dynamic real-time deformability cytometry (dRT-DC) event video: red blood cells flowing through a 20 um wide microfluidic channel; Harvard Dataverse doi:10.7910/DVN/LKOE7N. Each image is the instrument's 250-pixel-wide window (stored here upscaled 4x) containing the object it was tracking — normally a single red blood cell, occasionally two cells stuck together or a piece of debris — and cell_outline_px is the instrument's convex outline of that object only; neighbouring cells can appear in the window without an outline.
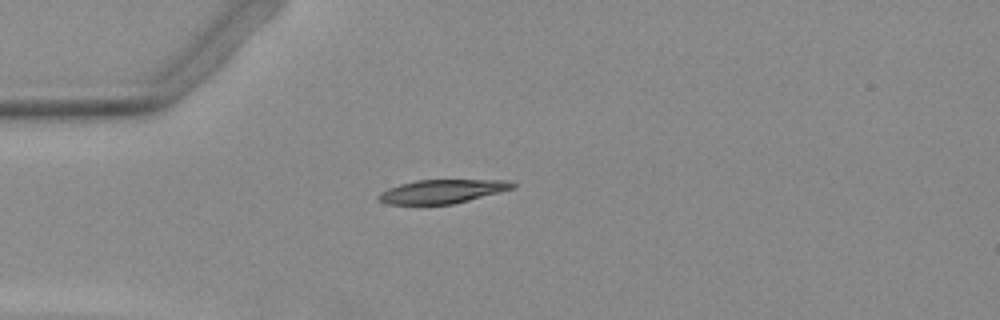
{"species": "Egyptian fruit bat (a non-hibernating species)", "species_latin": "Rousettus aegyptiacus", "temperature_condition": "warm", "stored_images_in_passage": 39, "camera_frame_rate_fps": 3000, "um_per_image_px": 0.085, "animal": {"sex": "female"}, "frame": {"image": 1, "passage_image": 1, "time_ms": 0.0, "image_size_px": [1000, 320], "cell_outline_px": [[516, 188], [452, 204], [388, 204], [376, 200], [376, 196], [380, 192], [388, 188], [400, 184], [416, 180], [504, 180], [516, 184]], "centroid_in_image_um": [37.54, 16.27], "position_along_channel_um": 47.5, "area_um2": 18.5}}
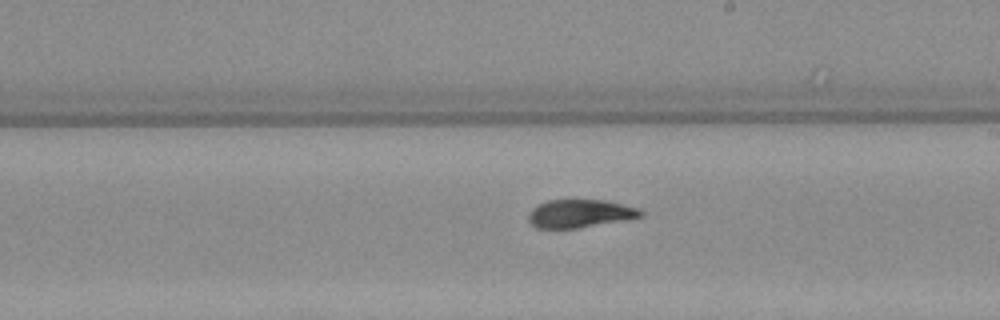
{"frame": {"image": 2, "passage_image": 17, "time_ms": 5.333, "image_size_px": [1000, 320], "cell_outline_px": [[644, 216], [576, 228], [536, 228], [528, 220], [528, 212], [532, 208], [548, 200], [604, 200], [640, 208], [644, 212]], "centroid_in_image_um": [49.28, 18.14], "position_along_channel_um": 239.7, "area_um2": 18.21}}
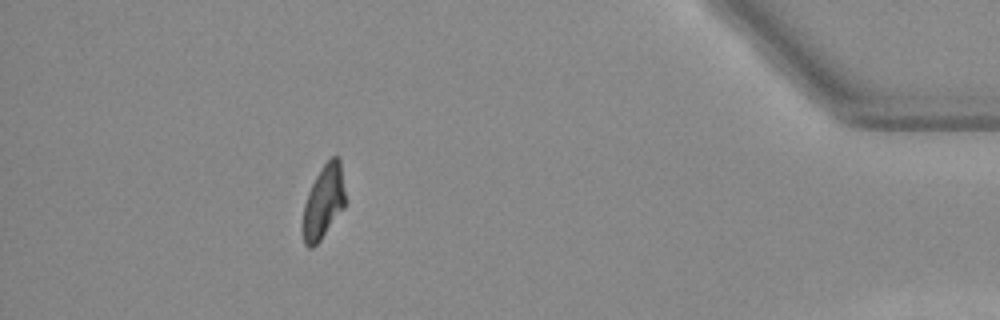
{"frame": {"image": 3, "passage_image": 34, "time_ms": 11.0, "image_size_px": [1000, 320], "cell_outline_px": [[344, 208], [320, 240], [312, 248], [308, 248], [304, 244], [300, 228], [300, 224], [304, 204], [308, 192], [320, 168], [332, 156], [336, 156], [340, 160], [344, 192]], "centroid_in_image_um": [27.44, 17.22], "position_along_channel_um": 407.8, "area_um2": 18.32}}